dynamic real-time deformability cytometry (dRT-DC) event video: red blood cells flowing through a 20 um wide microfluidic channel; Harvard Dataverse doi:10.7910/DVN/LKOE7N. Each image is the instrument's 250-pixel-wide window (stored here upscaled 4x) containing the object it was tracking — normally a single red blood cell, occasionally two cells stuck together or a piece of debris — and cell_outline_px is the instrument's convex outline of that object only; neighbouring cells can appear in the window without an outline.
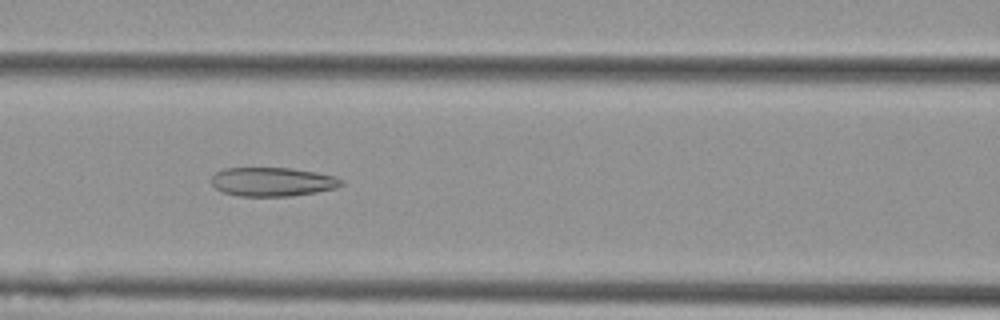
{"species": "Egyptian fruit bat (a non-hibernating species)", "species_latin": "Rousettus aegyptiacus", "temperature_condition": "cold", "stored_images_in_passage": 51, "camera_frame_rate_fps": 3000, "um_per_image_px": 0.085, "animal": {"sex": "female"}, "frame": {"image": 1, "passage_image": 21, "time_ms": 6.667, "image_size_px": [1000, 320], "cell_outline_px": [[344, 184], [336, 188], [316, 192], [292, 196], [240, 196], [224, 192], [216, 188], [212, 184], [212, 176], [216, 172], [224, 168], [292, 168], [316, 172], [336, 176], [344, 180]], "centroid_in_image_um": [23.2, 15.45], "position_along_channel_um": 143.4, "area_um2": 21.96}}
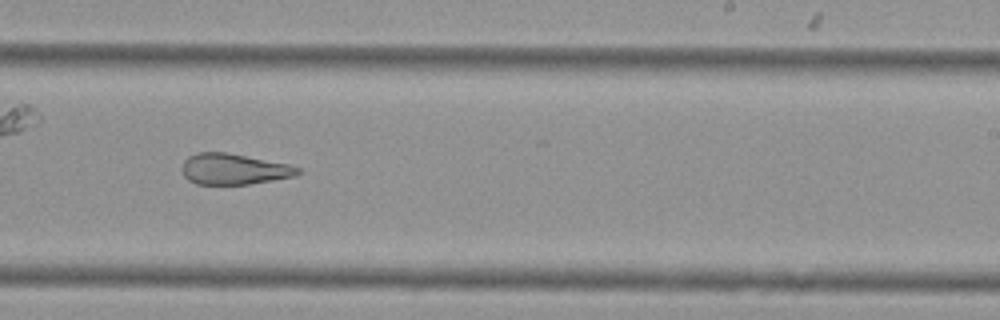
{"frame": {"image": 2, "passage_image": 31, "time_ms": 10.0, "image_size_px": [1000, 320], "cell_outline_px": [[300, 172], [296, 176], [248, 184], [196, 184], [188, 180], [184, 176], [180, 168], [184, 160], [188, 156], [196, 152], [228, 152], [288, 164], [300, 168]], "centroid_in_image_um": [19.83, 14.36], "position_along_channel_um": 269.2, "area_um2": 20.98}}
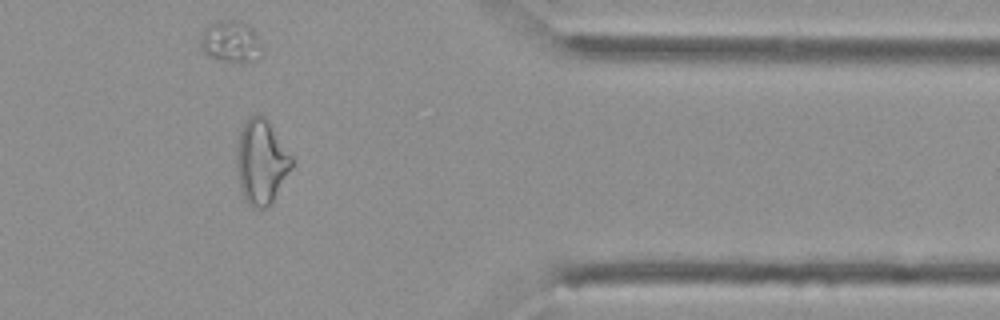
{"frame": {"image": 3, "passage_image": 42, "time_ms": 13.667, "image_size_px": [1000, 320], "cell_outline_px": [[292, 168], [272, 200], [264, 208], [252, 208], [244, 200], [240, 184], [236, 160], [236, 152], [240, 132], [244, 124], [256, 112], [264, 116], [292, 156]], "centroid_in_image_um": [22.2, 13.75], "position_along_channel_um": 389.2, "area_um2": 26.59}, "authors_computed_cell_mechanics": {"area_um2": 26.588, "velocity_mm_per_s": 3.7863, "shape_relaxation_time_tau1_ms": null, "shape_relaxation_time_tau2_ms": 3.3844, "deformation_change_tau1": null, "deformation_change_tau2": 0.1389}}